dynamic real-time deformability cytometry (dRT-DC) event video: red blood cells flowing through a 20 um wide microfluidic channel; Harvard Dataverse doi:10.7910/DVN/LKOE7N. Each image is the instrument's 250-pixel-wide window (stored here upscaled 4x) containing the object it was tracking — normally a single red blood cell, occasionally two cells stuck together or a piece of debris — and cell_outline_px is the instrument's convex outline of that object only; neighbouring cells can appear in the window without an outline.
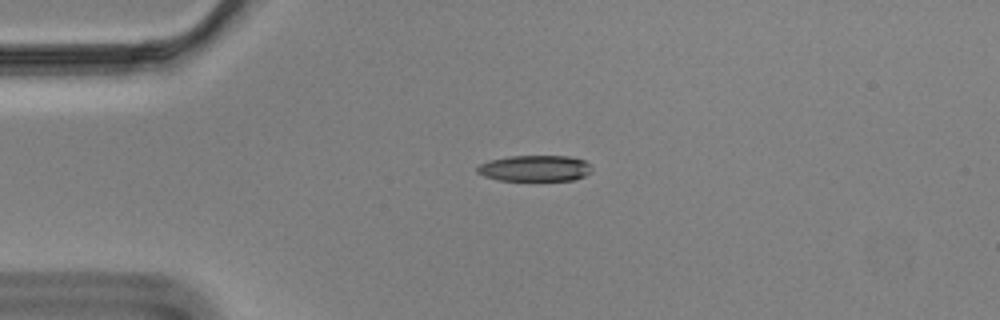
{"species": "Egyptian fruit bat (a non-hibernating species)", "species_latin": "Rousettus aegyptiacus", "temperature_condition": "cold", "stored_images_in_passage": 45, "camera_frame_rate_fps": 3000, "um_per_image_px": 0.085, "animal": {"sex": "male"}, "frame": {"image": 1, "passage_image": 1, "time_ms": 0.0, "image_size_px": [1000, 320], "cell_outline_px": [[592, 172], [584, 176], [572, 180], [500, 180], [484, 176], [476, 172], [476, 168], [480, 164], [488, 160], [508, 156], [568, 156], [584, 160], [592, 168]], "centroid_in_image_um": [45.45, 14.3], "position_along_channel_um": 39.6, "area_um2": 17.4}}
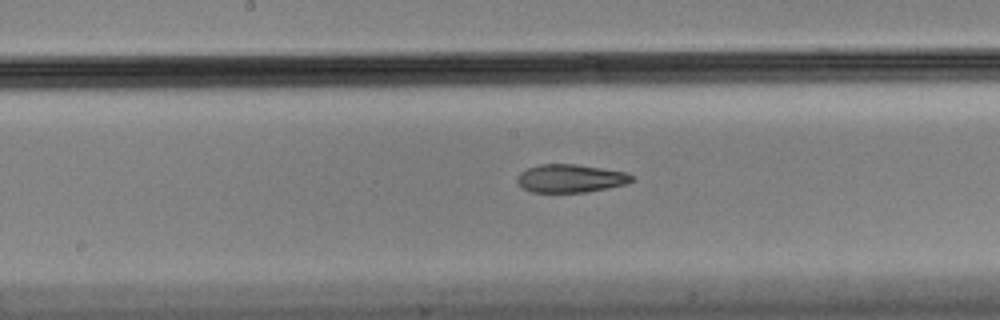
{"frame": {"image": 2, "passage_image": 17, "time_ms": 5.333, "image_size_px": [1000, 320], "cell_outline_px": [[632, 180], [628, 184], [608, 188], [584, 192], [532, 192], [524, 188], [516, 180], [520, 172], [528, 168], [540, 164], [576, 164], [628, 172], [632, 176]], "centroid_in_image_um": [48.51, 15.16], "position_along_channel_um": 199.7, "area_um2": 18.73}}
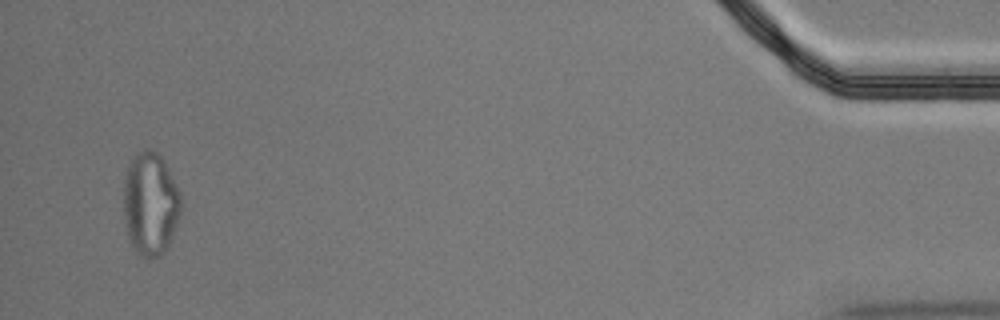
{"frame": {"image": 3, "passage_image": 43, "time_ms": 14.0, "image_size_px": [1000, 320], "cell_outline_px": [[180, 212], [176, 228], [168, 244], [160, 256], [148, 260], [140, 256], [136, 252], [128, 236], [124, 220], [124, 180], [128, 164], [136, 152], [148, 148], [156, 152], [164, 160], [180, 192]], "centroid_in_image_um": [12.77, 17.32], "position_along_channel_um": 422.4, "area_um2": 34.62}, "authors_computed_cell_mechanics": {"area_um2": 19.5942, "velocity_mm_per_s": 3.5021, "shape_relaxation_time_tau1_ms": null, "shape_relaxation_time_tau2_ms": 3.1737, "deformation_change_tau1": null, "deformation_change_tau2": 0.1149}}